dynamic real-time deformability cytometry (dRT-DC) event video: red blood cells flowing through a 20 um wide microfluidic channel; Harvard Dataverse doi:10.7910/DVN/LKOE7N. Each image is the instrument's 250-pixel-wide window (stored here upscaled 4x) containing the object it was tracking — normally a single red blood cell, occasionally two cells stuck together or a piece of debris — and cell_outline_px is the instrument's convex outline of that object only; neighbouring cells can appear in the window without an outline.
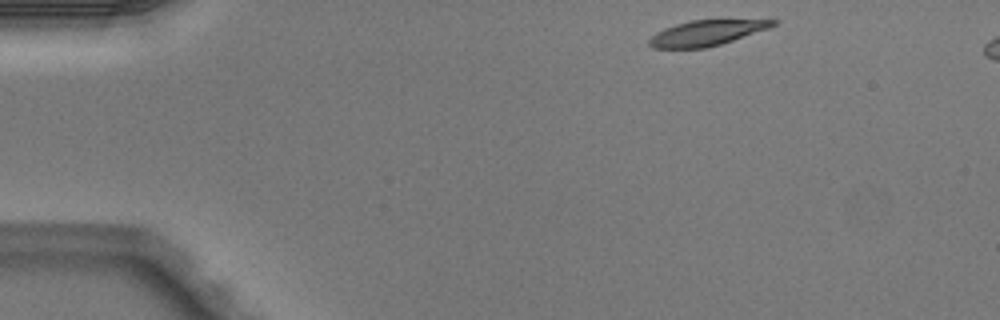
{"species": "Egyptian fruit bat (a non-hibernating species)", "species_latin": "Rousettus aegyptiacus", "temperature_condition": "warm", "stored_images_in_passage": 45, "segment_of_instrument_passage": [1, 2], "camera_frame_rate_fps": 3000, "um_per_image_px": 0.085, "animal": {"sex": "male"}, "frame": {"image": 1, "passage_image": 1, "time_ms": 0.0, "image_size_px": [1000, 320], "cell_outline_px": [[780, 20], [776, 24], [768, 28], [708, 48], [652, 48], [648, 44], [648, 40], [656, 32], [664, 28], [676, 24], [692, 20]], "centroid_in_image_um": [60.0, 2.81], "position_along_channel_um": 25.0, "area_um2": 18.03}}
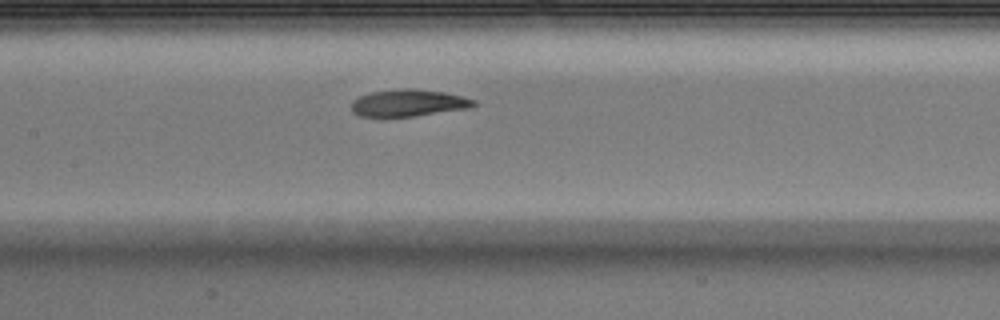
{"frame": {"image": 2, "passage_image": 18, "time_ms": 5.667, "image_size_px": [1000, 320], "cell_outline_px": [[476, 104], [472, 108], [416, 116], [380, 120], [356, 116], [352, 112], [352, 100], [360, 96], [372, 92], [400, 88], [408, 88], [444, 92], [476, 100]], "centroid_in_image_um": [34.64, 8.81], "position_along_channel_um": 172.8, "area_um2": 20.11}}
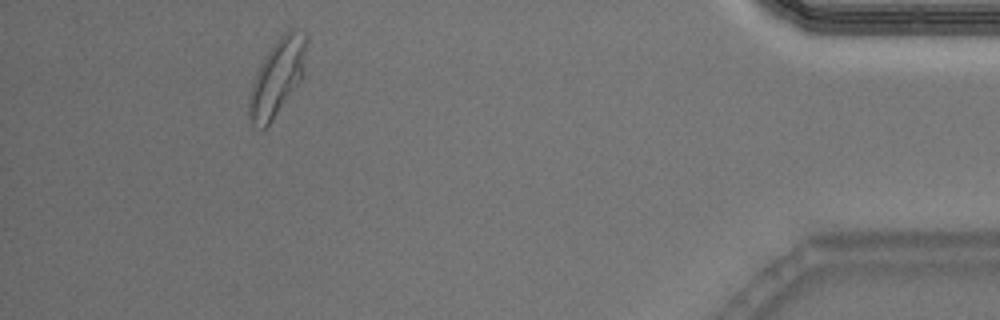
{"frame": {"image": 3, "passage_image": 40, "time_ms": 13.0, "image_size_px": [1000, 320], "cell_outline_px": [[308, 40], [300, 80], [272, 120], [264, 128], [252, 124], [248, 116], [248, 96], [252, 80], [260, 64], [268, 52], [280, 36], [284, 32], [292, 28], [296, 28], [304, 32], [308, 36]], "centroid_in_image_um": [23.54, 6.53], "position_along_channel_um": 411.7, "area_um2": 25.14}}